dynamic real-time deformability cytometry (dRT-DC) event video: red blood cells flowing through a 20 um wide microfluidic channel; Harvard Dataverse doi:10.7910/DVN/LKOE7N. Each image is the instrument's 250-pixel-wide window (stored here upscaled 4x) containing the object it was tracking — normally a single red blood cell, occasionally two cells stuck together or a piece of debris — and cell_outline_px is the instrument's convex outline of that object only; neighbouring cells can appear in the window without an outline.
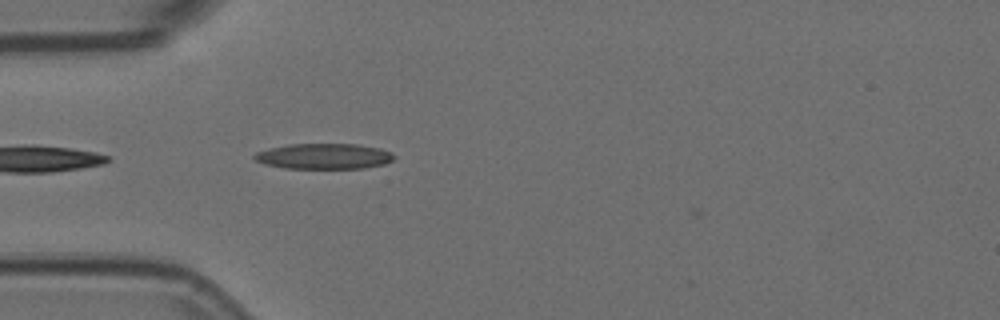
{"species": "Egyptian fruit bat (a non-hibernating species)", "species_latin": "Rousettus aegyptiacus", "temperature_condition": "room temperature", "stored_images_in_passage": 1, "camera_frame_rate_fps": 3000, "um_per_image_px": 0.085, "animal": {"sex": "female"}, "frame": {"image": 1, "passage_image": 1, "time_ms": 0.0, "image_size_px": [1000, 320], "cell_outline_px": [[396, 156], [392, 160], [384, 164], [364, 168], [284, 168], [264, 164], [256, 160], [252, 156], [256, 152], [288, 144], [360, 144], [380, 148], [392, 152]], "centroid_in_image_um": [27.57, 13.28], "position_along_channel_um": 57.4, "area_um2": 20.81}}